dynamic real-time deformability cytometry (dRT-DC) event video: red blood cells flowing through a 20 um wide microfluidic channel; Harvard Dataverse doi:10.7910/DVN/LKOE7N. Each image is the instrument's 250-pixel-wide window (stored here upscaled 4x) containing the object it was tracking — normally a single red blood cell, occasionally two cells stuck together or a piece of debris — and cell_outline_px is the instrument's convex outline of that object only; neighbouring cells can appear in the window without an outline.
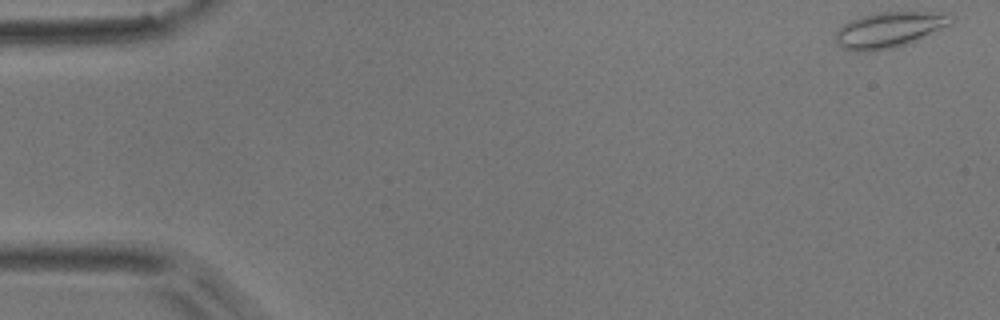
{"species": "common noctule bat (a hibernating species)", "species_latin": "Nyctalus noctula", "temperature_condition": "room temperature", "stored_images_in_passage": 2, "camera_frame_rate_fps": 3000, "um_per_image_px": 0.085, "animal": {"sex": "male", "body_mass_g": 17.9}, "frame": {"image": 1, "passage_image": 1, "time_ms": 0.0, "image_size_px": [1000, 320], "cell_outline_px": [[956, 20], [952, 24], [916, 40], [892, 48], [868, 52], [856, 52], [840, 48], [836, 40], [836, 32], [848, 20], [860, 16], [876, 12], [948, 12], [956, 16]], "centroid_in_image_um": [75.62, 2.51], "position_along_channel_um": 9.4, "area_um2": 24.33}}